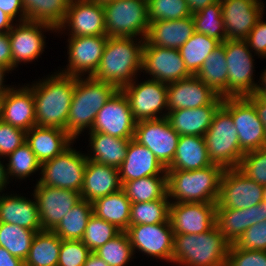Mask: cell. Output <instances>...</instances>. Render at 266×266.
Segmentation results:
<instances>
[{
    "instance_id": "obj_1",
    "label": "cell",
    "mask_w": 266,
    "mask_h": 266,
    "mask_svg": "<svg viewBox=\"0 0 266 266\" xmlns=\"http://www.w3.org/2000/svg\"><path fill=\"white\" fill-rule=\"evenodd\" d=\"M75 87V76L58 73L31 87L35 102L36 125L66 131Z\"/></svg>"
},
{
    "instance_id": "obj_2",
    "label": "cell",
    "mask_w": 266,
    "mask_h": 266,
    "mask_svg": "<svg viewBox=\"0 0 266 266\" xmlns=\"http://www.w3.org/2000/svg\"><path fill=\"white\" fill-rule=\"evenodd\" d=\"M138 43L142 44H135L133 37H108L100 64L91 77L119 90L133 82V75L142 70L144 42Z\"/></svg>"
},
{
    "instance_id": "obj_3",
    "label": "cell",
    "mask_w": 266,
    "mask_h": 266,
    "mask_svg": "<svg viewBox=\"0 0 266 266\" xmlns=\"http://www.w3.org/2000/svg\"><path fill=\"white\" fill-rule=\"evenodd\" d=\"M230 245L216 225L200 234H174L172 262L185 266H226Z\"/></svg>"
},
{
    "instance_id": "obj_4",
    "label": "cell",
    "mask_w": 266,
    "mask_h": 266,
    "mask_svg": "<svg viewBox=\"0 0 266 266\" xmlns=\"http://www.w3.org/2000/svg\"><path fill=\"white\" fill-rule=\"evenodd\" d=\"M75 77V87L67 118L66 131L75 139L84 128L91 130L97 112L119 90L116 86L87 76Z\"/></svg>"
},
{
    "instance_id": "obj_5",
    "label": "cell",
    "mask_w": 266,
    "mask_h": 266,
    "mask_svg": "<svg viewBox=\"0 0 266 266\" xmlns=\"http://www.w3.org/2000/svg\"><path fill=\"white\" fill-rule=\"evenodd\" d=\"M224 168L212 164L199 170H166L167 196L176 203H216Z\"/></svg>"
},
{
    "instance_id": "obj_6",
    "label": "cell",
    "mask_w": 266,
    "mask_h": 266,
    "mask_svg": "<svg viewBox=\"0 0 266 266\" xmlns=\"http://www.w3.org/2000/svg\"><path fill=\"white\" fill-rule=\"evenodd\" d=\"M209 160L224 169L237 168L245 152L241 149L232 116L221 106L204 135Z\"/></svg>"
},
{
    "instance_id": "obj_7",
    "label": "cell",
    "mask_w": 266,
    "mask_h": 266,
    "mask_svg": "<svg viewBox=\"0 0 266 266\" xmlns=\"http://www.w3.org/2000/svg\"><path fill=\"white\" fill-rule=\"evenodd\" d=\"M105 32L108 37L146 38L149 31L148 1L114 0L103 5Z\"/></svg>"
},
{
    "instance_id": "obj_8",
    "label": "cell",
    "mask_w": 266,
    "mask_h": 266,
    "mask_svg": "<svg viewBox=\"0 0 266 266\" xmlns=\"http://www.w3.org/2000/svg\"><path fill=\"white\" fill-rule=\"evenodd\" d=\"M87 156L68 147L61 154L41 164L38 184L81 192Z\"/></svg>"
},
{
    "instance_id": "obj_9",
    "label": "cell",
    "mask_w": 266,
    "mask_h": 266,
    "mask_svg": "<svg viewBox=\"0 0 266 266\" xmlns=\"http://www.w3.org/2000/svg\"><path fill=\"white\" fill-rule=\"evenodd\" d=\"M222 107L232 116L240 147L245 153L266 148L264 125L246 97H225Z\"/></svg>"
},
{
    "instance_id": "obj_10",
    "label": "cell",
    "mask_w": 266,
    "mask_h": 266,
    "mask_svg": "<svg viewBox=\"0 0 266 266\" xmlns=\"http://www.w3.org/2000/svg\"><path fill=\"white\" fill-rule=\"evenodd\" d=\"M228 69V97H246L254 94L253 59L245 40H228L223 43Z\"/></svg>"
},
{
    "instance_id": "obj_11",
    "label": "cell",
    "mask_w": 266,
    "mask_h": 266,
    "mask_svg": "<svg viewBox=\"0 0 266 266\" xmlns=\"http://www.w3.org/2000/svg\"><path fill=\"white\" fill-rule=\"evenodd\" d=\"M180 135L171 127L166 117L136 122L134 140L146 146L167 168L175 157Z\"/></svg>"
},
{
    "instance_id": "obj_12",
    "label": "cell",
    "mask_w": 266,
    "mask_h": 266,
    "mask_svg": "<svg viewBox=\"0 0 266 266\" xmlns=\"http://www.w3.org/2000/svg\"><path fill=\"white\" fill-rule=\"evenodd\" d=\"M264 186L247 178L237 168L225 169L216 208L246 209L262 202Z\"/></svg>"
},
{
    "instance_id": "obj_13",
    "label": "cell",
    "mask_w": 266,
    "mask_h": 266,
    "mask_svg": "<svg viewBox=\"0 0 266 266\" xmlns=\"http://www.w3.org/2000/svg\"><path fill=\"white\" fill-rule=\"evenodd\" d=\"M136 122L127 97L121 90H118L97 112L90 132L133 139Z\"/></svg>"
},
{
    "instance_id": "obj_14",
    "label": "cell",
    "mask_w": 266,
    "mask_h": 266,
    "mask_svg": "<svg viewBox=\"0 0 266 266\" xmlns=\"http://www.w3.org/2000/svg\"><path fill=\"white\" fill-rule=\"evenodd\" d=\"M127 97L136 121L159 119L157 112L167 108V84L148 80L138 85L133 82L120 89Z\"/></svg>"
},
{
    "instance_id": "obj_15",
    "label": "cell",
    "mask_w": 266,
    "mask_h": 266,
    "mask_svg": "<svg viewBox=\"0 0 266 266\" xmlns=\"http://www.w3.org/2000/svg\"><path fill=\"white\" fill-rule=\"evenodd\" d=\"M169 220L174 234H200L216 225V203L172 202Z\"/></svg>"
},
{
    "instance_id": "obj_16",
    "label": "cell",
    "mask_w": 266,
    "mask_h": 266,
    "mask_svg": "<svg viewBox=\"0 0 266 266\" xmlns=\"http://www.w3.org/2000/svg\"><path fill=\"white\" fill-rule=\"evenodd\" d=\"M126 232L133 252L137 248L150 256L172 262L174 233L170 220L152 225L138 224L129 226Z\"/></svg>"
},
{
    "instance_id": "obj_17",
    "label": "cell",
    "mask_w": 266,
    "mask_h": 266,
    "mask_svg": "<svg viewBox=\"0 0 266 266\" xmlns=\"http://www.w3.org/2000/svg\"><path fill=\"white\" fill-rule=\"evenodd\" d=\"M42 230H53L80 200L77 191L38 184L34 190Z\"/></svg>"
},
{
    "instance_id": "obj_18",
    "label": "cell",
    "mask_w": 266,
    "mask_h": 266,
    "mask_svg": "<svg viewBox=\"0 0 266 266\" xmlns=\"http://www.w3.org/2000/svg\"><path fill=\"white\" fill-rule=\"evenodd\" d=\"M142 69L153 75V80L166 84L192 76L178 49L153 45L143 46Z\"/></svg>"
},
{
    "instance_id": "obj_19",
    "label": "cell",
    "mask_w": 266,
    "mask_h": 266,
    "mask_svg": "<svg viewBox=\"0 0 266 266\" xmlns=\"http://www.w3.org/2000/svg\"><path fill=\"white\" fill-rule=\"evenodd\" d=\"M228 40H245L263 13L259 0H220Z\"/></svg>"
},
{
    "instance_id": "obj_20",
    "label": "cell",
    "mask_w": 266,
    "mask_h": 266,
    "mask_svg": "<svg viewBox=\"0 0 266 266\" xmlns=\"http://www.w3.org/2000/svg\"><path fill=\"white\" fill-rule=\"evenodd\" d=\"M108 36L71 37L69 41V68L63 74L79 77L88 72L91 77L97 70Z\"/></svg>"
},
{
    "instance_id": "obj_21",
    "label": "cell",
    "mask_w": 266,
    "mask_h": 266,
    "mask_svg": "<svg viewBox=\"0 0 266 266\" xmlns=\"http://www.w3.org/2000/svg\"><path fill=\"white\" fill-rule=\"evenodd\" d=\"M219 95L195 75L167 84L168 112L211 104Z\"/></svg>"
},
{
    "instance_id": "obj_22",
    "label": "cell",
    "mask_w": 266,
    "mask_h": 266,
    "mask_svg": "<svg viewBox=\"0 0 266 266\" xmlns=\"http://www.w3.org/2000/svg\"><path fill=\"white\" fill-rule=\"evenodd\" d=\"M40 28L54 30L51 25L26 20L19 27H15V29L12 27L8 32L12 54V69L16 67L17 63L32 61L43 52L45 42Z\"/></svg>"
},
{
    "instance_id": "obj_23",
    "label": "cell",
    "mask_w": 266,
    "mask_h": 266,
    "mask_svg": "<svg viewBox=\"0 0 266 266\" xmlns=\"http://www.w3.org/2000/svg\"><path fill=\"white\" fill-rule=\"evenodd\" d=\"M14 89L12 87L0 98V119L14 127L29 131L36 126L32 89Z\"/></svg>"
},
{
    "instance_id": "obj_24",
    "label": "cell",
    "mask_w": 266,
    "mask_h": 266,
    "mask_svg": "<svg viewBox=\"0 0 266 266\" xmlns=\"http://www.w3.org/2000/svg\"><path fill=\"white\" fill-rule=\"evenodd\" d=\"M65 24L71 26V37L106 35L103 5L94 1L70 3L59 29Z\"/></svg>"
},
{
    "instance_id": "obj_25",
    "label": "cell",
    "mask_w": 266,
    "mask_h": 266,
    "mask_svg": "<svg viewBox=\"0 0 266 266\" xmlns=\"http://www.w3.org/2000/svg\"><path fill=\"white\" fill-rule=\"evenodd\" d=\"M222 103L223 97L219 95L209 105L191 109H178L168 112L166 115L163 114L162 117L168 119L171 127L180 136H204Z\"/></svg>"
},
{
    "instance_id": "obj_26",
    "label": "cell",
    "mask_w": 266,
    "mask_h": 266,
    "mask_svg": "<svg viewBox=\"0 0 266 266\" xmlns=\"http://www.w3.org/2000/svg\"><path fill=\"white\" fill-rule=\"evenodd\" d=\"M122 189L119 168L87 160L84 171L81 199L93 202Z\"/></svg>"
},
{
    "instance_id": "obj_27",
    "label": "cell",
    "mask_w": 266,
    "mask_h": 266,
    "mask_svg": "<svg viewBox=\"0 0 266 266\" xmlns=\"http://www.w3.org/2000/svg\"><path fill=\"white\" fill-rule=\"evenodd\" d=\"M192 16L177 20L150 22L144 45L179 49L194 34Z\"/></svg>"
},
{
    "instance_id": "obj_28",
    "label": "cell",
    "mask_w": 266,
    "mask_h": 266,
    "mask_svg": "<svg viewBox=\"0 0 266 266\" xmlns=\"http://www.w3.org/2000/svg\"><path fill=\"white\" fill-rule=\"evenodd\" d=\"M166 172V168L158 161L155 155L144 145L130 139L127 154L119 167L121 184L124 182L159 175Z\"/></svg>"
},
{
    "instance_id": "obj_29",
    "label": "cell",
    "mask_w": 266,
    "mask_h": 266,
    "mask_svg": "<svg viewBox=\"0 0 266 266\" xmlns=\"http://www.w3.org/2000/svg\"><path fill=\"white\" fill-rule=\"evenodd\" d=\"M72 140L67 131L56 127L36 125L26 131V142L41 164L61 154Z\"/></svg>"
},
{
    "instance_id": "obj_30",
    "label": "cell",
    "mask_w": 266,
    "mask_h": 266,
    "mask_svg": "<svg viewBox=\"0 0 266 266\" xmlns=\"http://www.w3.org/2000/svg\"><path fill=\"white\" fill-rule=\"evenodd\" d=\"M0 222L42 231L37 202L22 196H0Z\"/></svg>"
},
{
    "instance_id": "obj_31",
    "label": "cell",
    "mask_w": 266,
    "mask_h": 266,
    "mask_svg": "<svg viewBox=\"0 0 266 266\" xmlns=\"http://www.w3.org/2000/svg\"><path fill=\"white\" fill-rule=\"evenodd\" d=\"M212 165L209 160L204 136L179 137L175 157L166 170H199Z\"/></svg>"
},
{
    "instance_id": "obj_32",
    "label": "cell",
    "mask_w": 266,
    "mask_h": 266,
    "mask_svg": "<svg viewBox=\"0 0 266 266\" xmlns=\"http://www.w3.org/2000/svg\"><path fill=\"white\" fill-rule=\"evenodd\" d=\"M92 207L94 215L114 224L119 230L129 228L131 201L123 189L97 198L92 202Z\"/></svg>"
},
{
    "instance_id": "obj_33",
    "label": "cell",
    "mask_w": 266,
    "mask_h": 266,
    "mask_svg": "<svg viewBox=\"0 0 266 266\" xmlns=\"http://www.w3.org/2000/svg\"><path fill=\"white\" fill-rule=\"evenodd\" d=\"M90 139L94 156H87V159L117 168L122 165L130 139L110 136L100 132H91Z\"/></svg>"
},
{
    "instance_id": "obj_34",
    "label": "cell",
    "mask_w": 266,
    "mask_h": 266,
    "mask_svg": "<svg viewBox=\"0 0 266 266\" xmlns=\"http://www.w3.org/2000/svg\"><path fill=\"white\" fill-rule=\"evenodd\" d=\"M195 76L221 97H228V69L222 43L204 60Z\"/></svg>"
},
{
    "instance_id": "obj_35",
    "label": "cell",
    "mask_w": 266,
    "mask_h": 266,
    "mask_svg": "<svg viewBox=\"0 0 266 266\" xmlns=\"http://www.w3.org/2000/svg\"><path fill=\"white\" fill-rule=\"evenodd\" d=\"M69 0H22L26 20L51 25L59 30L67 15Z\"/></svg>"
},
{
    "instance_id": "obj_36",
    "label": "cell",
    "mask_w": 266,
    "mask_h": 266,
    "mask_svg": "<svg viewBox=\"0 0 266 266\" xmlns=\"http://www.w3.org/2000/svg\"><path fill=\"white\" fill-rule=\"evenodd\" d=\"M61 241L51 230L36 232L24 266H57Z\"/></svg>"
},
{
    "instance_id": "obj_37",
    "label": "cell",
    "mask_w": 266,
    "mask_h": 266,
    "mask_svg": "<svg viewBox=\"0 0 266 266\" xmlns=\"http://www.w3.org/2000/svg\"><path fill=\"white\" fill-rule=\"evenodd\" d=\"M122 189L131 203L150 202L154 200H168L167 174L142 177L124 182Z\"/></svg>"
},
{
    "instance_id": "obj_38",
    "label": "cell",
    "mask_w": 266,
    "mask_h": 266,
    "mask_svg": "<svg viewBox=\"0 0 266 266\" xmlns=\"http://www.w3.org/2000/svg\"><path fill=\"white\" fill-rule=\"evenodd\" d=\"M92 214V202L81 199L52 231L61 240H81Z\"/></svg>"
},
{
    "instance_id": "obj_39",
    "label": "cell",
    "mask_w": 266,
    "mask_h": 266,
    "mask_svg": "<svg viewBox=\"0 0 266 266\" xmlns=\"http://www.w3.org/2000/svg\"><path fill=\"white\" fill-rule=\"evenodd\" d=\"M220 44L218 40L195 31L178 50L187 70L192 75H196L202 67L204 60Z\"/></svg>"
},
{
    "instance_id": "obj_40",
    "label": "cell",
    "mask_w": 266,
    "mask_h": 266,
    "mask_svg": "<svg viewBox=\"0 0 266 266\" xmlns=\"http://www.w3.org/2000/svg\"><path fill=\"white\" fill-rule=\"evenodd\" d=\"M216 226L230 244H235L252 226L251 207L246 209L216 208Z\"/></svg>"
},
{
    "instance_id": "obj_41",
    "label": "cell",
    "mask_w": 266,
    "mask_h": 266,
    "mask_svg": "<svg viewBox=\"0 0 266 266\" xmlns=\"http://www.w3.org/2000/svg\"><path fill=\"white\" fill-rule=\"evenodd\" d=\"M36 232L39 231L0 222V246L24 261L28 256Z\"/></svg>"
},
{
    "instance_id": "obj_42",
    "label": "cell",
    "mask_w": 266,
    "mask_h": 266,
    "mask_svg": "<svg viewBox=\"0 0 266 266\" xmlns=\"http://www.w3.org/2000/svg\"><path fill=\"white\" fill-rule=\"evenodd\" d=\"M192 18L196 32L203 33L220 43L227 39L220 0L192 14Z\"/></svg>"
},
{
    "instance_id": "obj_43",
    "label": "cell",
    "mask_w": 266,
    "mask_h": 266,
    "mask_svg": "<svg viewBox=\"0 0 266 266\" xmlns=\"http://www.w3.org/2000/svg\"><path fill=\"white\" fill-rule=\"evenodd\" d=\"M168 200L131 203L129 226L138 224H156L169 220Z\"/></svg>"
},
{
    "instance_id": "obj_44",
    "label": "cell",
    "mask_w": 266,
    "mask_h": 266,
    "mask_svg": "<svg viewBox=\"0 0 266 266\" xmlns=\"http://www.w3.org/2000/svg\"><path fill=\"white\" fill-rule=\"evenodd\" d=\"M95 253L109 266H125L133 255L127 232L121 231L113 239L98 248Z\"/></svg>"
},
{
    "instance_id": "obj_45",
    "label": "cell",
    "mask_w": 266,
    "mask_h": 266,
    "mask_svg": "<svg viewBox=\"0 0 266 266\" xmlns=\"http://www.w3.org/2000/svg\"><path fill=\"white\" fill-rule=\"evenodd\" d=\"M120 232L121 230H119L114 224L92 214L88 220L81 241L91 250V252H95Z\"/></svg>"
},
{
    "instance_id": "obj_46",
    "label": "cell",
    "mask_w": 266,
    "mask_h": 266,
    "mask_svg": "<svg viewBox=\"0 0 266 266\" xmlns=\"http://www.w3.org/2000/svg\"><path fill=\"white\" fill-rule=\"evenodd\" d=\"M192 16L186 0H148L149 22Z\"/></svg>"
},
{
    "instance_id": "obj_47",
    "label": "cell",
    "mask_w": 266,
    "mask_h": 266,
    "mask_svg": "<svg viewBox=\"0 0 266 266\" xmlns=\"http://www.w3.org/2000/svg\"><path fill=\"white\" fill-rule=\"evenodd\" d=\"M9 156V164L6 169L7 175H16L19 179L29 176L31 173L41 168V163L37 160L34 152L27 142L19 146Z\"/></svg>"
},
{
    "instance_id": "obj_48",
    "label": "cell",
    "mask_w": 266,
    "mask_h": 266,
    "mask_svg": "<svg viewBox=\"0 0 266 266\" xmlns=\"http://www.w3.org/2000/svg\"><path fill=\"white\" fill-rule=\"evenodd\" d=\"M237 169L247 178L266 186V148L246 152Z\"/></svg>"
},
{
    "instance_id": "obj_49",
    "label": "cell",
    "mask_w": 266,
    "mask_h": 266,
    "mask_svg": "<svg viewBox=\"0 0 266 266\" xmlns=\"http://www.w3.org/2000/svg\"><path fill=\"white\" fill-rule=\"evenodd\" d=\"M90 254L81 240H62L57 266H83Z\"/></svg>"
},
{
    "instance_id": "obj_50",
    "label": "cell",
    "mask_w": 266,
    "mask_h": 266,
    "mask_svg": "<svg viewBox=\"0 0 266 266\" xmlns=\"http://www.w3.org/2000/svg\"><path fill=\"white\" fill-rule=\"evenodd\" d=\"M226 266H266V251L239 249L231 244Z\"/></svg>"
},
{
    "instance_id": "obj_51",
    "label": "cell",
    "mask_w": 266,
    "mask_h": 266,
    "mask_svg": "<svg viewBox=\"0 0 266 266\" xmlns=\"http://www.w3.org/2000/svg\"><path fill=\"white\" fill-rule=\"evenodd\" d=\"M26 142V131L14 127L0 119V155H10Z\"/></svg>"
},
{
    "instance_id": "obj_52",
    "label": "cell",
    "mask_w": 266,
    "mask_h": 266,
    "mask_svg": "<svg viewBox=\"0 0 266 266\" xmlns=\"http://www.w3.org/2000/svg\"><path fill=\"white\" fill-rule=\"evenodd\" d=\"M235 245L239 249L266 251V221L250 226Z\"/></svg>"
},
{
    "instance_id": "obj_53",
    "label": "cell",
    "mask_w": 266,
    "mask_h": 266,
    "mask_svg": "<svg viewBox=\"0 0 266 266\" xmlns=\"http://www.w3.org/2000/svg\"><path fill=\"white\" fill-rule=\"evenodd\" d=\"M248 46L259 53L261 56H266V23L261 21V18L255 24V27L250 31L245 39Z\"/></svg>"
},
{
    "instance_id": "obj_54",
    "label": "cell",
    "mask_w": 266,
    "mask_h": 266,
    "mask_svg": "<svg viewBox=\"0 0 266 266\" xmlns=\"http://www.w3.org/2000/svg\"><path fill=\"white\" fill-rule=\"evenodd\" d=\"M0 9L12 19L16 17V14L19 13V11H21L22 17L20 22L26 21V14L22 5V0H0Z\"/></svg>"
},
{
    "instance_id": "obj_55",
    "label": "cell",
    "mask_w": 266,
    "mask_h": 266,
    "mask_svg": "<svg viewBox=\"0 0 266 266\" xmlns=\"http://www.w3.org/2000/svg\"><path fill=\"white\" fill-rule=\"evenodd\" d=\"M0 65L12 69V54L8 33H0Z\"/></svg>"
},
{
    "instance_id": "obj_56",
    "label": "cell",
    "mask_w": 266,
    "mask_h": 266,
    "mask_svg": "<svg viewBox=\"0 0 266 266\" xmlns=\"http://www.w3.org/2000/svg\"><path fill=\"white\" fill-rule=\"evenodd\" d=\"M0 266H24V261L0 246Z\"/></svg>"
},
{
    "instance_id": "obj_57",
    "label": "cell",
    "mask_w": 266,
    "mask_h": 266,
    "mask_svg": "<svg viewBox=\"0 0 266 266\" xmlns=\"http://www.w3.org/2000/svg\"><path fill=\"white\" fill-rule=\"evenodd\" d=\"M246 98L254 105L259 119L264 125V130L266 133V103H264L257 95H248Z\"/></svg>"
},
{
    "instance_id": "obj_58",
    "label": "cell",
    "mask_w": 266,
    "mask_h": 266,
    "mask_svg": "<svg viewBox=\"0 0 266 266\" xmlns=\"http://www.w3.org/2000/svg\"><path fill=\"white\" fill-rule=\"evenodd\" d=\"M251 216L252 225L266 221V203L262 201L260 204L252 206Z\"/></svg>"
},
{
    "instance_id": "obj_59",
    "label": "cell",
    "mask_w": 266,
    "mask_h": 266,
    "mask_svg": "<svg viewBox=\"0 0 266 266\" xmlns=\"http://www.w3.org/2000/svg\"><path fill=\"white\" fill-rule=\"evenodd\" d=\"M186 1L190 12L194 14L197 11L204 9L208 5L218 2L219 0H186Z\"/></svg>"
},
{
    "instance_id": "obj_60",
    "label": "cell",
    "mask_w": 266,
    "mask_h": 266,
    "mask_svg": "<svg viewBox=\"0 0 266 266\" xmlns=\"http://www.w3.org/2000/svg\"><path fill=\"white\" fill-rule=\"evenodd\" d=\"M12 21L13 19L0 9V33L1 34L8 33L11 30V28L13 27L11 24Z\"/></svg>"
},
{
    "instance_id": "obj_61",
    "label": "cell",
    "mask_w": 266,
    "mask_h": 266,
    "mask_svg": "<svg viewBox=\"0 0 266 266\" xmlns=\"http://www.w3.org/2000/svg\"><path fill=\"white\" fill-rule=\"evenodd\" d=\"M83 266H109L95 252H91Z\"/></svg>"
},
{
    "instance_id": "obj_62",
    "label": "cell",
    "mask_w": 266,
    "mask_h": 266,
    "mask_svg": "<svg viewBox=\"0 0 266 266\" xmlns=\"http://www.w3.org/2000/svg\"><path fill=\"white\" fill-rule=\"evenodd\" d=\"M10 69L5 67L4 65H0V98L7 92L9 91L11 88L7 87L5 88L3 84V78H4V73L6 71H9ZM4 87V88H3Z\"/></svg>"
},
{
    "instance_id": "obj_63",
    "label": "cell",
    "mask_w": 266,
    "mask_h": 266,
    "mask_svg": "<svg viewBox=\"0 0 266 266\" xmlns=\"http://www.w3.org/2000/svg\"><path fill=\"white\" fill-rule=\"evenodd\" d=\"M6 172L7 171H5V167L1 164V161H0V192L3 190L7 182V179H8Z\"/></svg>"
},
{
    "instance_id": "obj_64",
    "label": "cell",
    "mask_w": 266,
    "mask_h": 266,
    "mask_svg": "<svg viewBox=\"0 0 266 266\" xmlns=\"http://www.w3.org/2000/svg\"><path fill=\"white\" fill-rule=\"evenodd\" d=\"M262 79V84L261 85H264V86H257L256 90L255 91H266V70L265 72L263 73L262 77L260 78Z\"/></svg>"
},
{
    "instance_id": "obj_65",
    "label": "cell",
    "mask_w": 266,
    "mask_h": 266,
    "mask_svg": "<svg viewBox=\"0 0 266 266\" xmlns=\"http://www.w3.org/2000/svg\"><path fill=\"white\" fill-rule=\"evenodd\" d=\"M254 95H257L264 103H266V91H255Z\"/></svg>"
},
{
    "instance_id": "obj_66",
    "label": "cell",
    "mask_w": 266,
    "mask_h": 266,
    "mask_svg": "<svg viewBox=\"0 0 266 266\" xmlns=\"http://www.w3.org/2000/svg\"><path fill=\"white\" fill-rule=\"evenodd\" d=\"M93 1L98 3V4L104 5V4H106V3L110 2V1H114V0H93Z\"/></svg>"
},
{
    "instance_id": "obj_67",
    "label": "cell",
    "mask_w": 266,
    "mask_h": 266,
    "mask_svg": "<svg viewBox=\"0 0 266 266\" xmlns=\"http://www.w3.org/2000/svg\"><path fill=\"white\" fill-rule=\"evenodd\" d=\"M84 1H93V0H69V3L84 2Z\"/></svg>"
},
{
    "instance_id": "obj_68",
    "label": "cell",
    "mask_w": 266,
    "mask_h": 266,
    "mask_svg": "<svg viewBox=\"0 0 266 266\" xmlns=\"http://www.w3.org/2000/svg\"><path fill=\"white\" fill-rule=\"evenodd\" d=\"M262 201L266 203V186L264 187V195Z\"/></svg>"
}]
</instances>
